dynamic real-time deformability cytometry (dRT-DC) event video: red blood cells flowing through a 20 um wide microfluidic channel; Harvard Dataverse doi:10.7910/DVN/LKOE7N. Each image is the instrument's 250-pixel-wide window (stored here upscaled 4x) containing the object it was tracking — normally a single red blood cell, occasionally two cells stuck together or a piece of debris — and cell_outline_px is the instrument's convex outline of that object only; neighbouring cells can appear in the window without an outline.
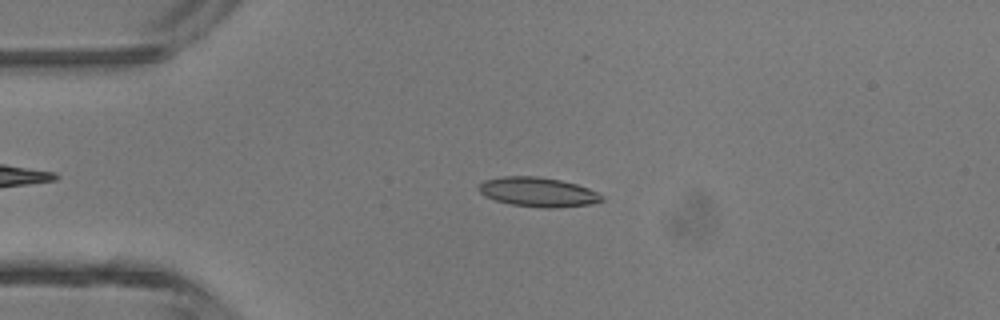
{"species": "common noctule bat (a hibernating species)", "species_latin": "Nyctalus noctula", "temperature_condition": "room temperature", "stored_images_in_passage": 33, "camera_frame_rate_fps": 3000, "um_per_image_px": 0.085, "animal": {"sex": "male", "body_mass_g": 13.3}, "frame": {"image": 1, "passage_image": 2, "time_ms": 0.333, "image_size_px": [1000, 320], "cell_outline_px": [[604, 200], [592, 204], [556, 208], [544, 208], [512, 204], [496, 200], [484, 196], [476, 188], [484, 180], [504, 176], [536, 176], [560, 180], [576, 184], [588, 188], [604, 196]], "centroid_in_image_um": [45.73, 16.32], "position_along_channel_um": 39.3, "area_um2": 21.1}}
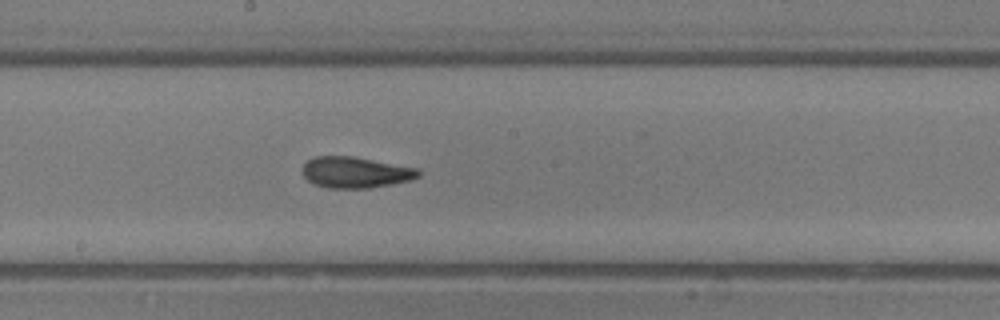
{"frame": {"image": 2, "passage_image": 16, "time_ms": 5.0, "image_size_px": [1000, 320], "cell_outline_px": [[420, 176], [412, 180], [372, 188], [328, 188], [312, 184], [300, 172], [300, 168], [312, 156], [352, 156], [420, 168]], "centroid_in_image_um": [30.2, 14.65], "position_along_channel_um": 218.0, "area_um2": 21.44}}
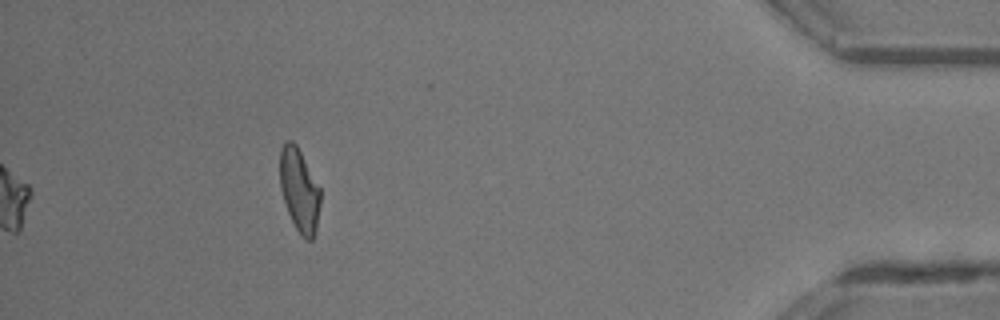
{"frame": {"image": 3, "passage_image": 33, "time_ms": 10.667, "image_size_px": [1000, 320], "cell_outline_px": [[320, 204], [316, 232], [312, 240], [304, 240], [300, 236], [288, 212], [280, 188], [280, 148], [288, 140], [292, 140], [296, 144], [320, 188]], "centroid_in_image_um": [25.45, 16.19], "position_along_channel_um": 409.8, "area_um2": 19.59}, "authors_computed_cell_mechanics": {"area_um2": 20.808, "velocity_mm_per_s": 4.4513, "shape_relaxation_time_tau1_ms": 5.3345, "shape_relaxation_time_tau2_ms": 2.4867, "deformation_change_tau1": 0.1622, "deformation_change_tau2": 0.0963}}